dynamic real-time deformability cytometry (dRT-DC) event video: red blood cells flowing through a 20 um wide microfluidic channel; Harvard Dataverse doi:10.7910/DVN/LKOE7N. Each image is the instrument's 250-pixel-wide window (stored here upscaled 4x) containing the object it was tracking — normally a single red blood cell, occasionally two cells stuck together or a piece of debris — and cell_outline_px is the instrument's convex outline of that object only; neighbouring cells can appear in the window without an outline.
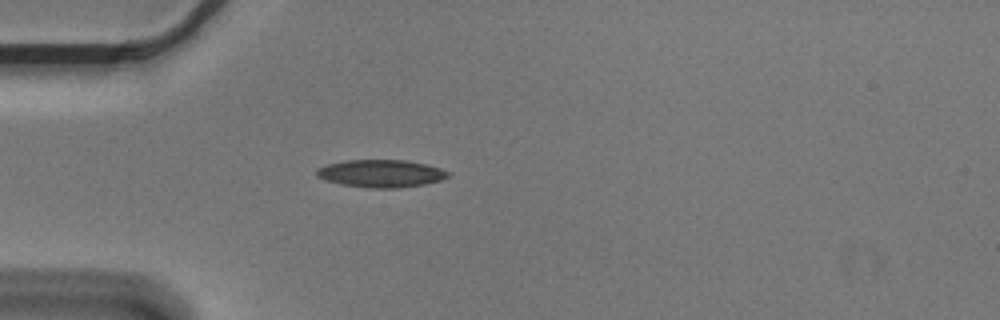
{"species": "Egyptian fruit bat (a non-hibernating species)", "species_latin": "Rousettus aegyptiacus", "temperature_condition": "cold", "stored_images_in_passage": 2, "camera_frame_rate_fps": 3000, "um_per_image_px": 0.085, "animal": {"sex": "male"}, "frame": {"image": 1, "passage_image": 2, "time_ms": 0.333, "image_size_px": [1000, 320], "cell_outline_px": [[452, 172], [448, 176], [440, 180], [424, 184], [396, 188], [372, 188], [340, 184], [324, 180], [316, 176], [316, 168], [328, 164], [344, 160], [404, 160], [428, 164]], "centroid_in_image_um": [32.37, 14.74], "position_along_channel_um": 52.6, "area_um2": 21.21}}